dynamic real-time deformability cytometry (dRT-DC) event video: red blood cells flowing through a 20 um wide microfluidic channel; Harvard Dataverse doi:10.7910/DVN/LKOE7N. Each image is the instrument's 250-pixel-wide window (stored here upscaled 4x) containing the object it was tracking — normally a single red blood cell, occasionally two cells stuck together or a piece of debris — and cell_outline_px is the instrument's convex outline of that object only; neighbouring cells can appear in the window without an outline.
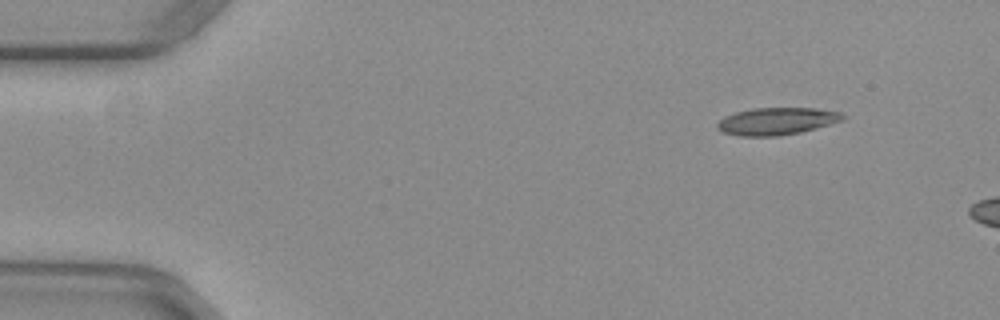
{"species": "common noctule bat (a hibernating species)", "species_latin": "Nyctalus noctula", "temperature_condition": "warm", "stored_images_in_passage": 6, "camera_frame_rate_fps": 3000, "um_per_image_px": 0.085, "animal": {"sex": "female", "body_mass_g": 29.2, "forearm_length_mm": 56.3}, "frame": {"image": 1, "passage_image": 1, "time_ms": 0.0, "image_size_px": [1000, 320], "cell_outline_px": [[848, 116], [844, 120], [816, 128], [800, 132], [780, 136], [740, 136], [724, 132], [716, 128], [716, 124], [724, 116], [736, 112], [752, 108], [816, 108], [840, 112]], "centroid_in_image_um": [66.04, 10.3], "position_along_channel_um": 19.0, "area_um2": 20.06}}